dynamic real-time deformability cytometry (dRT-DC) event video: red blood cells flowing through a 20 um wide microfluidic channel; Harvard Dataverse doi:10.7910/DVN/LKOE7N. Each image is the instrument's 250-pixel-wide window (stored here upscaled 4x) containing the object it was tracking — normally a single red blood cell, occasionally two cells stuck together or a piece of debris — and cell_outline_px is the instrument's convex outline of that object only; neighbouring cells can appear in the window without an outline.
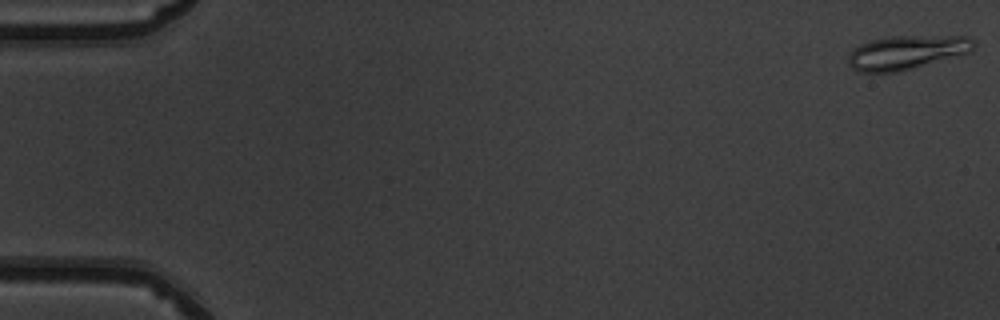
{"species": "common noctule bat (a hibernating species)", "species_latin": "Nyctalus noctula", "temperature_condition": "warm", "stored_images_in_passage": 49, "camera_frame_rate_fps": 3000, "um_per_image_px": 0.085, "animal": {"sex": "male", "body_mass_g": 19.5, "forearm_length_mm": 54.6}, "frame": {"image": 1, "passage_image": 1, "time_ms": 0.0, "image_size_px": [1000, 320], "cell_outline_px": [[976, 44], [972, 52], [960, 56], [900, 72], [860, 72], [852, 68], [848, 64], [848, 52], [860, 44], [868, 40], [892, 36], [968, 36]], "centroid_in_image_um": [77.08, 4.46], "position_along_channel_um": 7.9, "area_um2": 25.32}}
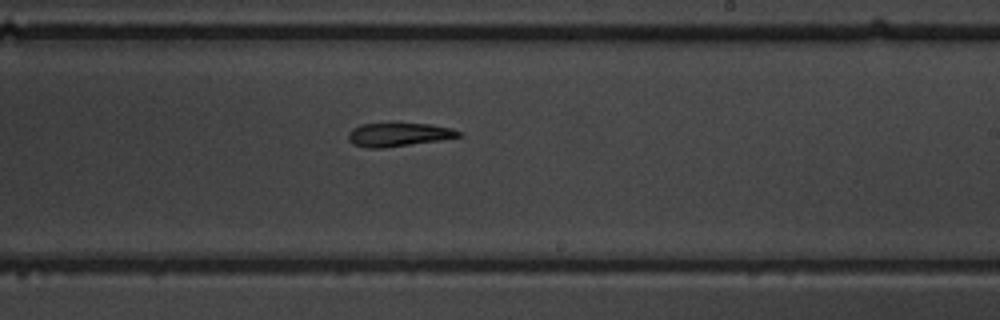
{"frame": {"image": 2, "passage_image": 31, "time_ms": 10.0, "image_size_px": [1000, 320], "cell_outline_px": [[464, 136], [440, 140], [384, 148], [368, 148], [352, 144], [348, 140], [348, 132], [352, 128], [360, 124], [388, 120], [396, 120], [428, 124], [452, 128], [460, 132]], "centroid_in_image_um": [33.83, 11.38], "position_along_channel_um": 255.2, "area_um2": 16.18}}
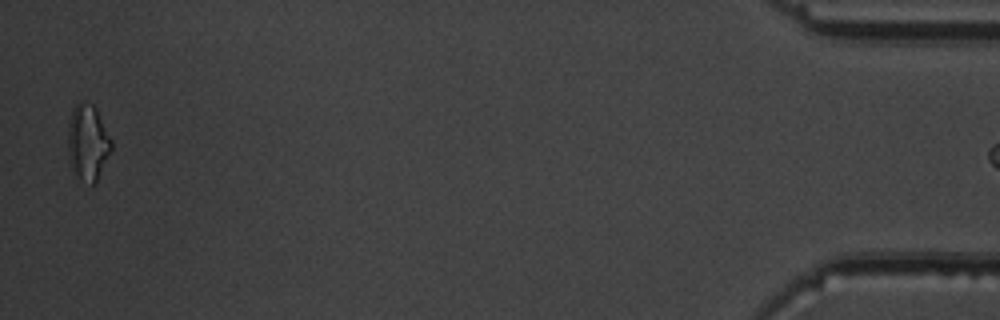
{"frame": {"image": 3, "passage_image": 48, "time_ms": 15.667, "image_size_px": [1000, 320], "cell_outline_px": [[112, 148], [96, 180], [92, 184], [72, 172], [68, 156], [68, 124], [72, 108], [80, 100], [92, 104], [96, 108], [112, 140]], "centroid_in_image_um": [7.44, 12.04], "position_along_channel_um": 427.8, "area_um2": 19.07}}